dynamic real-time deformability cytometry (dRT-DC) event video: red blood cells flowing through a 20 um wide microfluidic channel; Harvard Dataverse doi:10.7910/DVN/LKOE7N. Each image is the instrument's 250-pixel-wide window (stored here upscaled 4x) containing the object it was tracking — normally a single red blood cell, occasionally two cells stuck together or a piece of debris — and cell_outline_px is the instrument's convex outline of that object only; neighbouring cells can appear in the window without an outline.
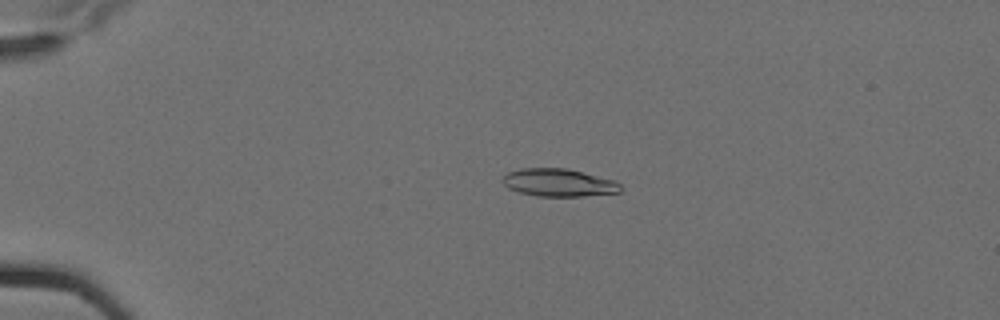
{"species": "Egyptian fruit bat (a non-hibernating species)", "species_latin": "Rousettus aegyptiacus", "temperature_condition": "cold", "stored_images_in_passage": 7, "camera_frame_rate_fps": 3000, "um_per_image_px": 0.085, "animal": {"sex": "female"}, "frame": {"image": 1, "passage_image": 3, "time_ms": 0.667, "image_size_px": [1000, 320], "cell_outline_px": [[624, 188], [620, 192], [584, 196], [536, 196], [520, 192], [508, 188], [500, 180], [508, 172], [520, 168], [568, 168], [584, 172], [612, 180], [620, 184]], "centroid_in_image_um": [47.48, 15.52], "position_along_channel_um": 37.5, "area_um2": 19.13}}
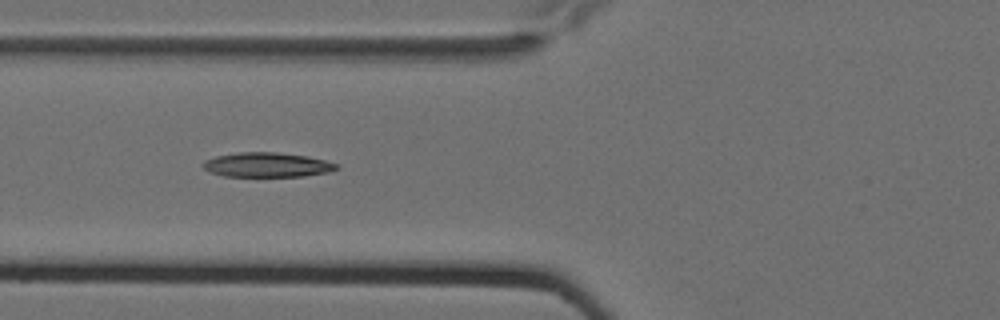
{"frame": {"image": 2, "passage_image": 6, "time_ms": 1.667, "image_size_px": [1000, 320], "cell_outline_px": [[340, 168], [328, 172], [304, 176], [224, 176], [208, 172], [200, 164], [204, 160], [216, 156], [236, 152], [276, 152], [308, 156], [340, 164]], "centroid_in_image_um": [22.69, 14.0], "position_along_channel_um": 103.1, "area_um2": 19.31}}
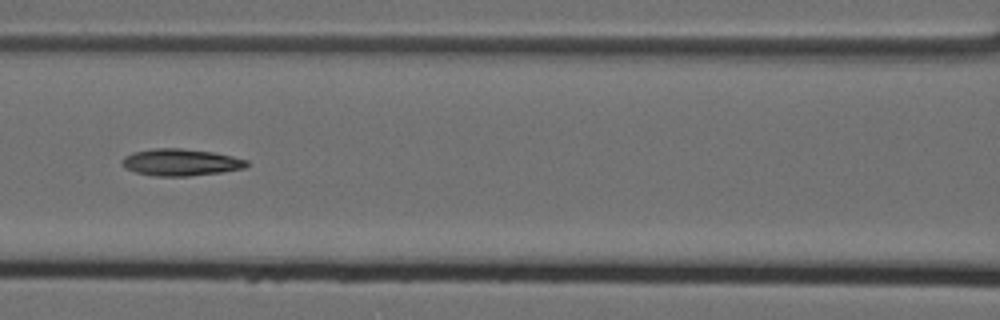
{"frame": {"image": 3, "passage_image": 7, "time_ms": 2.0, "image_size_px": [1000, 320], "cell_outline_px": [[248, 164], [244, 168], [224, 172], [188, 176], [156, 176], [136, 172], [124, 168], [124, 156], [132, 152], [156, 148], [180, 148], [212, 152], [232, 156], [248, 160]], "centroid_in_image_um": [15.38, 13.8], "position_along_channel_um": 151.2, "area_um2": 19.42}}